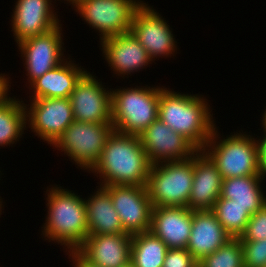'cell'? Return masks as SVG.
<instances>
[{"label":"cell","mask_w":266,"mask_h":267,"mask_svg":"<svg viewBox=\"0 0 266 267\" xmlns=\"http://www.w3.org/2000/svg\"><path fill=\"white\" fill-rule=\"evenodd\" d=\"M151 165L138 136L114 130L88 172L99 177L100 186H146Z\"/></svg>","instance_id":"1"},{"label":"cell","mask_w":266,"mask_h":267,"mask_svg":"<svg viewBox=\"0 0 266 267\" xmlns=\"http://www.w3.org/2000/svg\"><path fill=\"white\" fill-rule=\"evenodd\" d=\"M50 187L45 192L48 210L42 238L63 246L64 251L76 250L89 235L85 199L60 185Z\"/></svg>","instance_id":"2"},{"label":"cell","mask_w":266,"mask_h":267,"mask_svg":"<svg viewBox=\"0 0 266 267\" xmlns=\"http://www.w3.org/2000/svg\"><path fill=\"white\" fill-rule=\"evenodd\" d=\"M207 101L203 95L184 94L164 87L160 91L158 118L202 150L217 126Z\"/></svg>","instance_id":"3"},{"label":"cell","mask_w":266,"mask_h":267,"mask_svg":"<svg viewBox=\"0 0 266 267\" xmlns=\"http://www.w3.org/2000/svg\"><path fill=\"white\" fill-rule=\"evenodd\" d=\"M217 128L202 151L216 165L222 178L261 175L257 138L242 129L225 137Z\"/></svg>","instance_id":"4"},{"label":"cell","mask_w":266,"mask_h":267,"mask_svg":"<svg viewBox=\"0 0 266 267\" xmlns=\"http://www.w3.org/2000/svg\"><path fill=\"white\" fill-rule=\"evenodd\" d=\"M165 86L111 89L112 125L115 131L138 136L158 118L160 91Z\"/></svg>","instance_id":"5"},{"label":"cell","mask_w":266,"mask_h":267,"mask_svg":"<svg viewBox=\"0 0 266 267\" xmlns=\"http://www.w3.org/2000/svg\"><path fill=\"white\" fill-rule=\"evenodd\" d=\"M194 177V155L151 165L146 188L153 207H187Z\"/></svg>","instance_id":"6"},{"label":"cell","mask_w":266,"mask_h":267,"mask_svg":"<svg viewBox=\"0 0 266 267\" xmlns=\"http://www.w3.org/2000/svg\"><path fill=\"white\" fill-rule=\"evenodd\" d=\"M114 130L112 123L95 124L74 120L52 145V149L63 152L73 164L88 172L99 160Z\"/></svg>","instance_id":"7"},{"label":"cell","mask_w":266,"mask_h":267,"mask_svg":"<svg viewBox=\"0 0 266 267\" xmlns=\"http://www.w3.org/2000/svg\"><path fill=\"white\" fill-rule=\"evenodd\" d=\"M144 0H81L73 8L96 30L99 40L130 31L133 17Z\"/></svg>","instance_id":"8"},{"label":"cell","mask_w":266,"mask_h":267,"mask_svg":"<svg viewBox=\"0 0 266 267\" xmlns=\"http://www.w3.org/2000/svg\"><path fill=\"white\" fill-rule=\"evenodd\" d=\"M62 24L42 35L27 38L16 46H18L19 54L25 69V80L30 86L36 79L43 76L46 72L56 68L67 57L64 46V35Z\"/></svg>","instance_id":"9"},{"label":"cell","mask_w":266,"mask_h":267,"mask_svg":"<svg viewBox=\"0 0 266 267\" xmlns=\"http://www.w3.org/2000/svg\"><path fill=\"white\" fill-rule=\"evenodd\" d=\"M29 102H24L27 128L51 147L74 121L70 98H38Z\"/></svg>","instance_id":"10"},{"label":"cell","mask_w":266,"mask_h":267,"mask_svg":"<svg viewBox=\"0 0 266 267\" xmlns=\"http://www.w3.org/2000/svg\"><path fill=\"white\" fill-rule=\"evenodd\" d=\"M153 7L143 2L133 17L130 31L154 62L160 57L175 56L179 48L173 29Z\"/></svg>","instance_id":"11"},{"label":"cell","mask_w":266,"mask_h":267,"mask_svg":"<svg viewBox=\"0 0 266 267\" xmlns=\"http://www.w3.org/2000/svg\"><path fill=\"white\" fill-rule=\"evenodd\" d=\"M112 200L125 233L131 236L147 232L151 226L153 205L146 186H103Z\"/></svg>","instance_id":"12"},{"label":"cell","mask_w":266,"mask_h":267,"mask_svg":"<svg viewBox=\"0 0 266 267\" xmlns=\"http://www.w3.org/2000/svg\"><path fill=\"white\" fill-rule=\"evenodd\" d=\"M102 83L87 71L75 85L69 97L75 121L112 123L111 88H105Z\"/></svg>","instance_id":"13"},{"label":"cell","mask_w":266,"mask_h":267,"mask_svg":"<svg viewBox=\"0 0 266 267\" xmlns=\"http://www.w3.org/2000/svg\"><path fill=\"white\" fill-rule=\"evenodd\" d=\"M151 164L182 161L191 158L198 149L157 118L138 135Z\"/></svg>","instance_id":"14"},{"label":"cell","mask_w":266,"mask_h":267,"mask_svg":"<svg viewBox=\"0 0 266 267\" xmlns=\"http://www.w3.org/2000/svg\"><path fill=\"white\" fill-rule=\"evenodd\" d=\"M99 43L104 60L117 78H129L132 73H139L153 63L146 49L131 31L102 39Z\"/></svg>","instance_id":"15"},{"label":"cell","mask_w":266,"mask_h":267,"mask_svg":"<svg viewBox=\"0 0 266 267\" xmlns=\"http://www.w3.org/2000/svg\"><path fill=\"white\" fill-rule=\"evenodd\" d=\"M52 2L53 0H16L10 20L16 44L60 25L58 11L54 10L56 2Z\"/></svg>","instance_id":"16"},{"label":"cell","mask_w":266,"mask_h":267,"mask_svg":"<svg viewBox=\"0 0 266 267\" xmlns=\"http://www.w3.org/2000/svg\"><path fill=\"white\" fill-rule=\"evenodd\" d=\"M132 236L120 234H89L76 251L98 267H123L131 261Z\"/></svg>","instance_id":"17"},{"label":"cell","mask_w":266,"mask_h":267,"mask_svg":"<svg viewBox=\"0 0 266 267\" xmlns=\"http://www.w3.org/2000/svg\"><path fill=\"white\" fill-rule=\"evenodd\" d=\"M192 228V210L187 207H153L150 232L169 249L186 248Z\"/></svg>","instance_id":"18"},{"label":"cell","mask_w":266,"mask_h":267,"mask_svg":"<svg viewBox=\"0 0 266 267\" xmlns=\"http://www.w3.org/2000/svg\"><path fill=\"white\" fill-rule=\"evenodd\" d=\"M223 178L216 165L202 151L194 154V177L188 208L192 211L212 210L220 198Z\"/></svg>","instance_id":"19"},{"label":"cell","mask_w":266,"mask_h":267,"mask_svg":"<svg viewBox=\"0 0 266 267\" xmlns=\"http://www.w3.org/2000/svg\"><path fill=\"white\" fill-rule=\"evenodd\" d=\"M231 238L211 210L192 211V228L186 249L197 262Z\"/></svg>","instance_id":"20"},{"label":"cell","mask_w":266,"mask_h":267,"mask_svg":"<svg viewBox=\"0 0 266 267\" xmlns=\"http://www.w3.org/2000/svg\"><path fill=\"white\" fill-rule=\"evenodd\" d=\"M69 59V60H68ZM87 70L68 58L56 68L36 79L29 88V100L38 98H69L75 85Z\"/></svg>","instance_id":"21"},{"label":"cell","mask_w":266,"mask_h":267,"mask_svg":"<svg viewBox=\"0 0 266 267\" xmlns=\"http://www.w3.org/2000/svg\"><path fill=\"white\" fill-rule=\"evenodd\" d=\"M98 187V188H97ZM93 194L85 198L88 234L125 233L110 194L103 186H96Z\"/></svg>","instance_id":"22"},{"label":"cell","mask_w":266,"mask_h":267,"mask_svg":"<svg viewBox=\"0 0 266 267\" xmlns=\"http://www.w3.org/2000/svg\"><path fill=\"white\" fill-rule=\"evenodd\" d=\"M261 175L226 178L222 181L221 197L234 200L252 215L266 204V192ZM262 184V185H261Z\"/></svg>","instance_id":"23"},{"label":"cell","mask_w":266,"mask_h":267,"mask_svg":"<svg viewBox=\"0 0 266 267\" xmlns=\"http://www.w3.org/2000/svg\"><path fill=\"white\" fill-rule=\"evenodd\" d=\"M10 94L0 103V148L13 147L27 129L24 101Z\"/></svg>","instance_id":"24"},{"label":"cell","mask_w":266,"mask_h":267,"mask_svg":"<svg viewBox=\"0 0 266 267\" xmlns=\"http://www.w3.org/2000/svg\"><path fill=\"white\" fill-rule=\"evenodd\" d=\"M166 244L150 231L132 236L131 263L134 267H163Z\"/></svg>","instance_id":"25"},{"label":"cell","mask_w":266,"mask_h":267,"mask_svg":"<svg viewBox=\"0 0 266 267\" xmlns=\"http://www.w3.org/2000/svg\"><path fill=\"white\" fill-rule=\"evenodd\" d=\"M211 211L232 238H239L245 232L251 217L246 208L234 203V200L224 199L221 196Z\"/></svg>","instance_id":"26"},{"label":"cell","mask_w":266,"mask_h":267,"mask_svg":"<svg viewBox=\"0 0 266 267\" xmlns=\"http://www.w3.org/2000/svg\"><path fill=\"white\" fill-rule=\"evenodd\" d=\"M198 267H244L240 238L229 239L218 250L202 258Z\"/></svg>","instance_id":"27"},{"label":"cell","mask_w":266,"mask_h":267,"mask_svg":"<svg viewBox=\"0 0 266 267\" xmlns=\"http://www.w3.org/2000/svg\"><path fill=\"white\" fill-rule=\"evenodd\" d=\"M244 267H266V239L241 241Z\"/></svg>","instance_id":"28"},{"label":"cell","mask_w":266,"mask_h":267,"mask_svg":"<svg viewBox=\"0 0 266 267\" xmlns=\"http://www.w3.org/2000/svg\"><path fill=\"white\" fill-rule=\"evenodd\" d=\"M240 241H258L266 239V204L252 214Z\"/></svg>","instance_id":"29"},{"label":"cell","mask_w":266,"mask_h":267,"mask_svg":"<svg viewBox=\"0 0 266 267\" xmlns=\"http://www.w3.org/2000/svg\"><path fill=\"white\" fill-rule=\"evenodd\" d=\"M163 267H198V262L186 249H168Z\"/></svg>","instance_id":"30"},{"label":"cell","mask_w":266,"mask_h":267,"mask_svg":"<svg viewBox=\"0 0 266 267\" xmlns=\"http://www.w3.org/2000/svg\"><path fill=\"white\" fill-rule=\"evenodd\" d=\"M260 138V139H259ZM258 147H259V161L261 176L265 180L266 178V133L262 134L260 137L257 136Z\"/></svg>","instance_id":"31"},{"label":"cell","mask_w":266,"mask_h":267,"mask_svg":"<svg viewBox=\"0 0 266 267\" xmlns=\"http://www.w3.org/2000/svg\"><path fill=\"white\" fill-rule=\"evenodd\" d=\"M73 267H98L85 260L76 250L64 251ZM71 259V260H70Z\"/></svg>","instance_id":"32"},{"label":"cell","mask_w":266,"mask_h":267,"mask_svg":"<svg viewBox=\"0 0 266 267\" xmlns=\"http://www.w3.org/2000/svg\"><path fill=\"white\" fill-rule=\"evenodd\" d=\"M11 78L7 75L6 81L0 86V103L9 95L11 87Z\"/></svg>","instance_id":"33"},{"label":"cell","mask_w":266,"mask_h":267,"mask_svg":"<svg viewBox=\"0 0 266 267\" xmlns=\"http://www.w3.org/2000/svg\"><path fill=\"white\" fill-rule=\"evenodd\" d=\"M263 112L264 113L261 115L262 116V118H261L262 120L260 119V121L262 122L260 125L262 127H261V129H258V130H262L263 133H266V109Z\"/></svg>","instance_id":"34"},{"label":"cell","mask_w":266,"mask_h":267,"mask_svg":"<svg viewBox=\"0 0 266 267\" xmlns=\"http://www.w3.org/2000/svg\"><path fill=\"white\" fill-rule=\"evenodd\" d=\"M55 2H56V0H54ZM59 1V0H58ZM63 1V0H62ZM79 1H81V0H64V4H65V2H66V4H69V5H71L72 6V8L79 2Z\"/></svg>","instance_id":"35"},{"label":"cell","mask_w":266,"mask_h":267,"mask_svg":"<svg viewBox=\"0 0 266 267\" xmlns=\"http://www.w3.org/2000/svg\"><path fill=\"white\" fill-rule=\"evenodd\" d=\"M6 75L5 73L0 74V86L6 81Z\"/></svg>","instance_id":"36"},{"label":"cell","mask_w":266,"mask_h":267,"mask_svg":"<svg viewBox=\"0 0 266 267\" xmlns=\"http://www.w3.org/2000/svg\"><path fill=\"white\" fill-rule=\"evenodd\" d=\"M1 174H3V173H1V171H0V176H2ZM1 178V177H0ZM1 180V179H0ZM3 198H1V196H0V214H2V210H4V205H3V200H2ZM3 205V206H2ZM3 208V209H2Z\"/></svg>","instance_id":"37"},{"label":"cell","mask_w":266,"mask_h":267,"mask_svg":"<svg viewBox=\"0 0 266 267\" xmlns=\"http://www.w3.org/2000/svg\"><path fill=\"white\" fill-rule=\"evenodd\" d=\"M123 267H134V265H133L131 262H129L128 264H126V265L123 266Z\"/></svg>","instance_id":"38"}]
</instances>
